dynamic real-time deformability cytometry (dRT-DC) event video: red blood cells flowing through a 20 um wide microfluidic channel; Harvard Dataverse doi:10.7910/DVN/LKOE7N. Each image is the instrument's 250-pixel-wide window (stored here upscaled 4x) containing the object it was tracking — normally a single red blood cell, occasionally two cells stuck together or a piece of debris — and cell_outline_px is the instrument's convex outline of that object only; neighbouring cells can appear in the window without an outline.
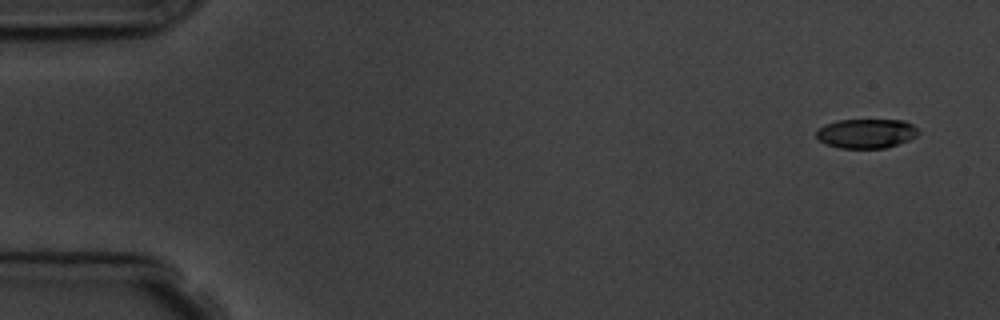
{"species": "common noctule bat (a hibernating species)", "species_latin": "Nyctalus noctula", "temperature_condition": "room temperature", "stored_images_in_passage": 5, "camera_frame_rate_fps": 3000, "um_per_image_px": 0.085, "animal": {"sex": "male", "body_mass_g": 19.5, "forearm_length_mm": 54.6}, "frame": {"image": 1, "passage_image": 1, "time_ms": 0.0, "image_size_px": [1000, 320], "cell_outline_px": [[920, 132], [916, 136], [908, 140], [884, 148], [840, 148], [824, 144], [816, 136], [816, 132], [824, 124], [836, 120], [904, 120], [912, 124]], "centroid_in_image_um": [73.61, 11.34], "position_along_channel_um": 11.4, "area_um2": 17.46}}
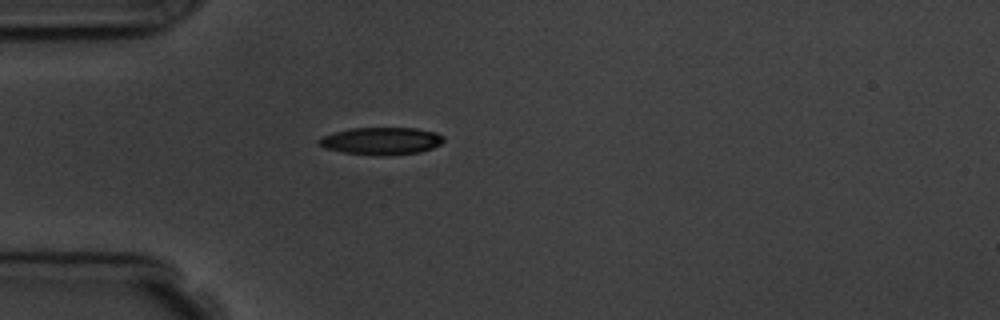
{"frame": {"image": 2, "passage_image": 5, "time_ms": 4.333, "image_size_px": [1000, 320], "cell_outline_px": [[444, 140], [440, 144], [432, 148], [420, 152], [384, 156], [376, 156], [344, 152], [324, 148], [316, 140], [320, 136], [352, 128], [416, 128], [436, 132], [444, 136]], "centroid_in_image_um": [32.41, 11.98], "position_along_channel_um": 52.6, "area_um2": 20.0}}